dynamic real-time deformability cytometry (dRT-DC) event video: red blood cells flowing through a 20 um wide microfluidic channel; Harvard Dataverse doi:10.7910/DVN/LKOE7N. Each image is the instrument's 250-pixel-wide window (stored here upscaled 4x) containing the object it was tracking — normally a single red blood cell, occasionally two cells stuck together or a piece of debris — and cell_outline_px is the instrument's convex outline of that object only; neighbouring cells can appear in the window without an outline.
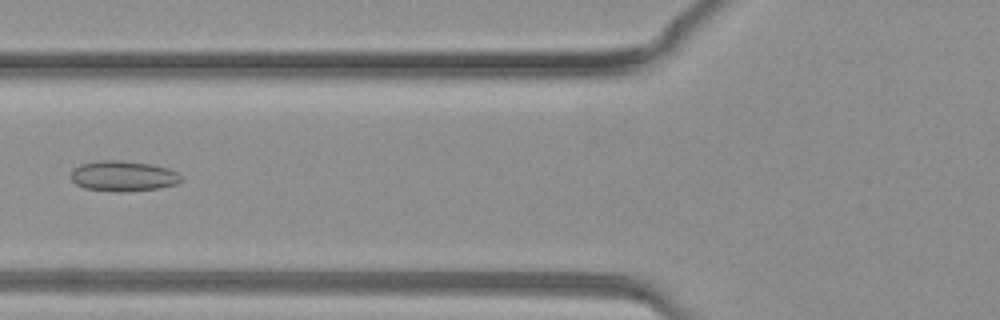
{"species": "common noctule bat (a hibernating species)", "species_latin": "Nyctalus noctula", "temperature_condition": "warm", "stored_images_in_passage": 39, "camera_frame_rate_fps": 3000, "um_per_image_px": 0.085, "animal": {"sex": "female", "body_mass_g": 19.3, "forearm_length_mm": 54.1}, "frame": {"image": 1, "passage_image": 15, "time_ms": 4.667, "image_size_px": [1000, 320], "cell_outline_px": [[180, 180], [176, 184], [160, 188], [124, 192], [116, 192], [84, 188], [76, 184], [72, 180], [72, 168], [80, 164], [96, 160], [120, 160], [152, 164], [168, 168], [176, 172], [180, 176]], "centroid_in_image_um": [10.44, 14.96], "position_along_channel_um": 115.4, "area_um2": 19.65}}
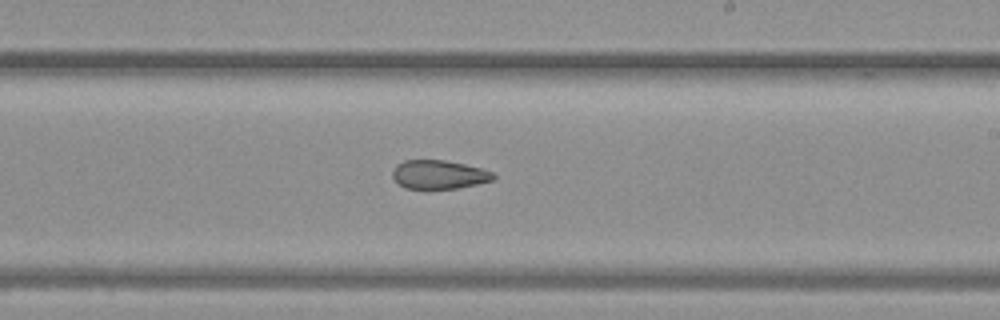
{"frame": {"image": 2, "passage_image": 23, "time_ms": 7.333, "image_size_px": [1000, 320], "cell_outline_px": [[496, 176], [492, 180], [476, 184], [456, 188], [424, 192], [404, 188], [392, 176], [392, 172], [396, 164], [404, 160], [444, 160], [464, 164], [480, 168], [492, 172]], "centroid_in_image_um": [37.25, 14.88], "position_along_channel_um": 251.8, "area_um2": 17.4}}
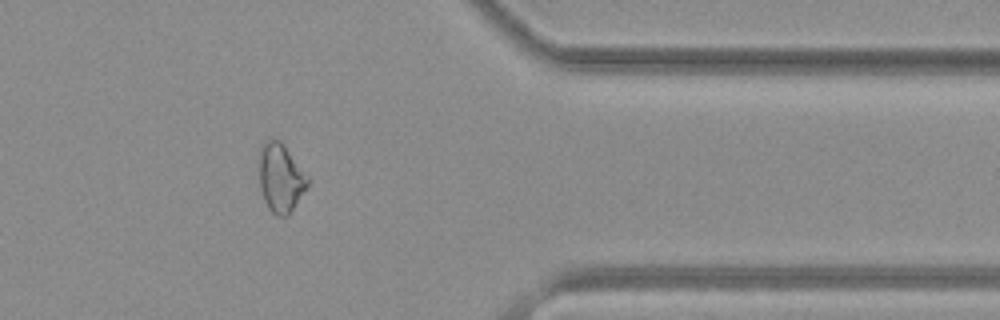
{"frame": {"image": 3, "passage_image": 32, "time_ms": 10.333, "image_size_px": [1000, 320], "cell_outline_px": [[308, 184], [288, 216], [276, 216], [268, 208], [264, 200], [260, 188], [256, 160], [260, 148], [264, 140], [272, 136], [280, 140], [284, 144], [308, 176]], "centroid_in_image_um": [23.78, 15.05], "position_along_channel_um": 387.6, "area_um2": 20.0}}